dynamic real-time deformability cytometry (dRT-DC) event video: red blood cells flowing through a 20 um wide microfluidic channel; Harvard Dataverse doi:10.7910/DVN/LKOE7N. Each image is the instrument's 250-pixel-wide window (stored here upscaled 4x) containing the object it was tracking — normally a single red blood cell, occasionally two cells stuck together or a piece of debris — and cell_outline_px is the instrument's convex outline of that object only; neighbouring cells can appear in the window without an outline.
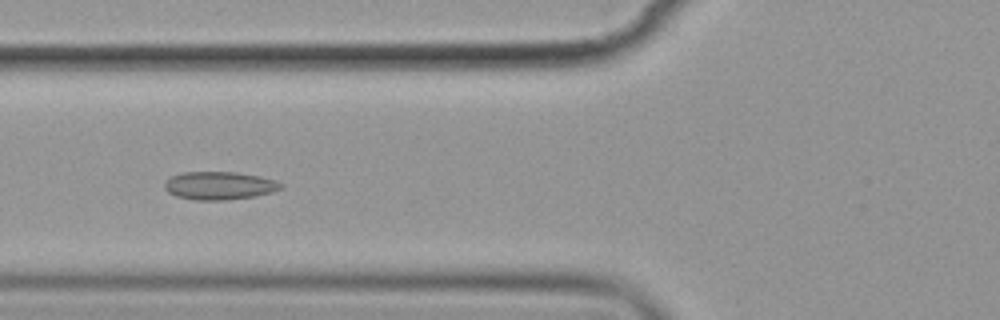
{"species": "common noctule bat (a hibernating species)", "species_latin": "Nyctalus noctula", "temperature_condition": "cold", "stored_images_in_passage": 10, "camera_frame_rate_fps": 3000, "um_per_image_px": 0.085, "animal": {"sex": "female", "body_mass_g": 19.9}, "frame": {"image": 1, "passage_image": 7, "time_ms": 7.0, "image_size_px": [1000, 320], "cell_outline_px": [[284, 188], [272, 192], [252, 196], [228, 200], [196, 200], [176, 196], [168, 192], [164, 188], [164, 184], [172, 176], [184, 172], [236, 172], [260, 176], [276, 180], [284, 184]], "centroid_in_image_um": [18.68, 15.78], "position_along_channel_um": 107.1, "area_um2": 19.02}}
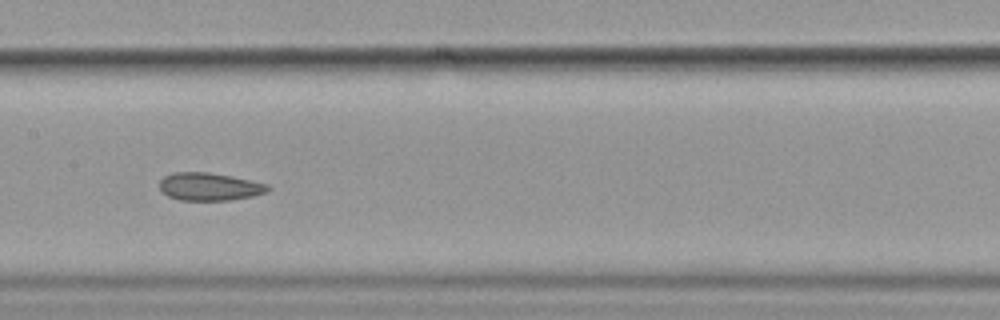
{"frame": {"image": 2, "passage_image": 9, "time_ms": 9.333, "image_size_px": [1000, 320], "cell_outline_px": [[272, 188], [264, 192], [252, 196], [228, 200], [180, 200], [168, 196], [160, 192], [160, 180], [164, 176], [172, 172], [208, 172], [232, 176], [268, 184]], "centroid_in_image_um": [17.77, 15.86], "position_along_channel_um": 189.6, "area_um2": 17.57}}
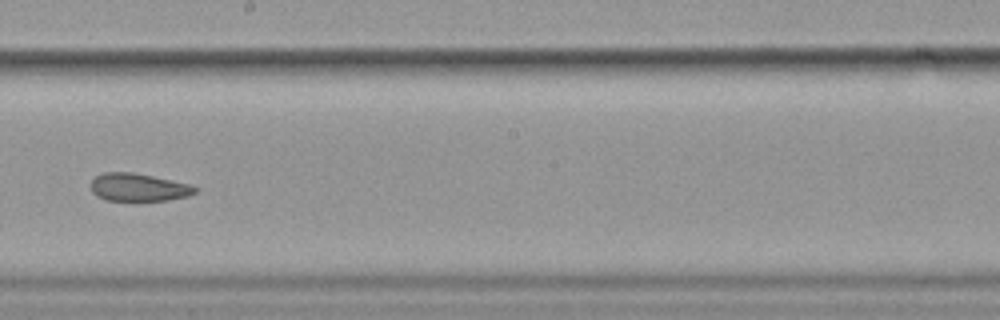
{"frame": {"image": 3, "passage_image": 10, "time_ms": 10.667, "image_size_px": [1000, 320], "cell_outline_px": [[200, 188], [196, 192], [188, 196], [168, 200], [108, 200], [96, 196], [92, 192], [92, 180], [96, 176], [104, 172], [132, 172], [152, 176], [188, 184]], "centroid_in_image_um": [11.78, 15.92], "position_along_channel_um": 236.4, "area_um2": 16.7}}